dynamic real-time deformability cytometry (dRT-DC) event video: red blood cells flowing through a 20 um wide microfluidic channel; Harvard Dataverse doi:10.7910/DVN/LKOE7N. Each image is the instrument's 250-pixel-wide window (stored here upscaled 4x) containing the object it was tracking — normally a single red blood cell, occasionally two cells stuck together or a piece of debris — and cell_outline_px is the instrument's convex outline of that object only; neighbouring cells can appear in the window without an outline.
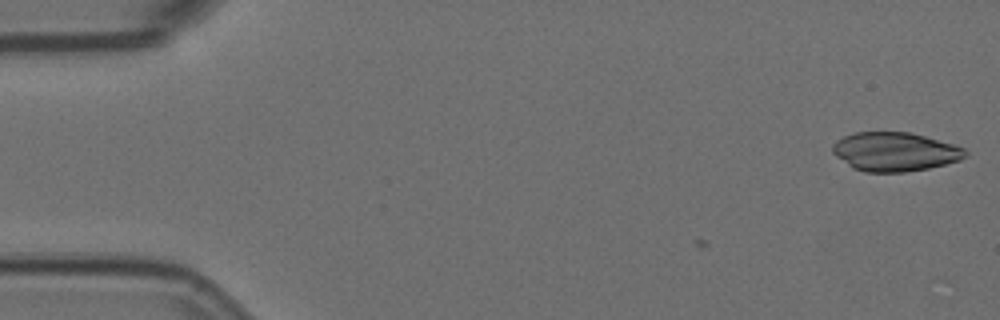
{"species": "Egyptian fruit bat (a non-hibernating species)", "species_latin": "Rousettus aegyptiacus", "temperature_condition": "room temperature", "stored_images_in_passage": 5, "camera_frame_rate_fps": 3000, "um_per_image_px": 0.085, "animal": {"sex": "female"}, "frame": {"image": 1, "passage_image": 1, "time_ms": 0.0, "image_size_px": [1000, 320], "cell_outline_px": [[968, 156], [960, 160], [928, 168], [904, 172], [864, 172], [852, 168], [836, 156], [832, 152], [832, 144], [836, 140], [844, 136], [856, 132], [908, 132], [924, 136], [952, 144], [964, 148], [968, 152]], "centroid_in_image_um": [76.04, 12.9], "position_along_channel_um": 9.0, "area_um2": 30.06}}